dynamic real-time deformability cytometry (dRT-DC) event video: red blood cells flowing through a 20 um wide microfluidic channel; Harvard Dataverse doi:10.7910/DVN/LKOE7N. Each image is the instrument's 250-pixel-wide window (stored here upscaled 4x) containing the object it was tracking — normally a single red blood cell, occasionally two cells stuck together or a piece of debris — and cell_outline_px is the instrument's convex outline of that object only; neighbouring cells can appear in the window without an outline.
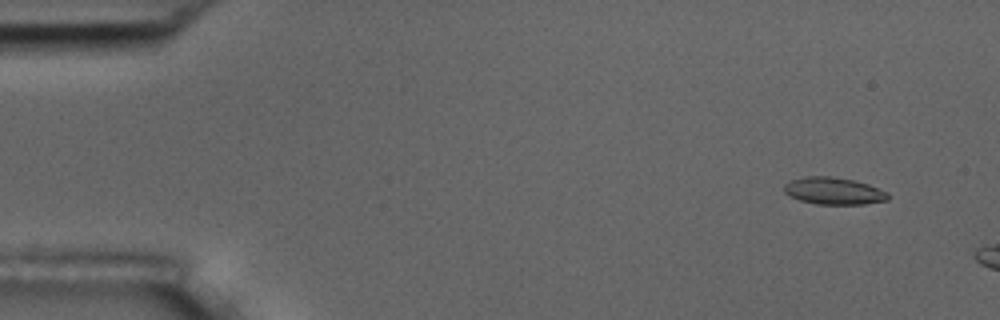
{"species": "common noctule bat (a hibernating species)", "species_latin": "Nyctalus noctula", "temperature_condition": "room temperature", "stored_images_in_passage": 6, "camera_frame_rate_fps": 3000, "um_per_image_px": 0.085, "animal": {"sex": "male", "body_mass_g": 17.5, "forearm_length_mm": 52.3}, "frame": {"image": 1, "passage_image": 5, "time_ms": 1.333, "image_size_px": [1000, 320], "cell_outline_px": [[888, 200], [864, 204], [816, 204], [800, 200], [788, 196], [784, 192], [784, 184], [792, 180], [804, 176], [828, 176], [852, 180], [868, 184], [888, 192]], "centroid_in_image_um": [70.84, 16.23], "position_along_channel_um": 14.2, "area_um2": 16.36}}